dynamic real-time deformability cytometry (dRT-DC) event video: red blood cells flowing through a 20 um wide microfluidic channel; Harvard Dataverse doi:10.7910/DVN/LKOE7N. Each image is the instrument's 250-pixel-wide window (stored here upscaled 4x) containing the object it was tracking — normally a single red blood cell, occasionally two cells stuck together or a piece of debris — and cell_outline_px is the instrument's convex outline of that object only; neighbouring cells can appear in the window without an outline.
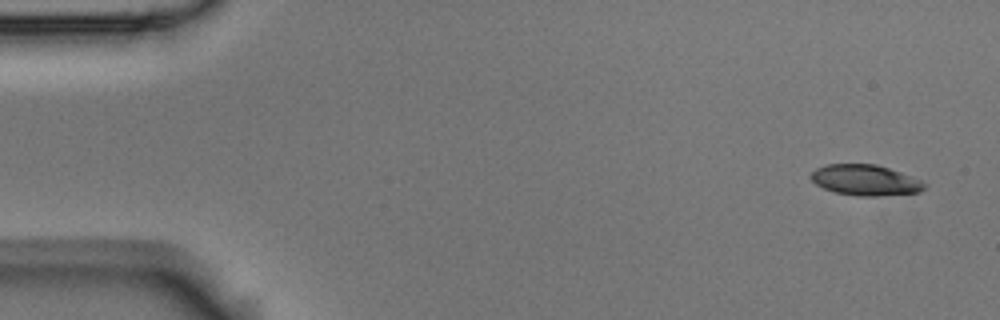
{"species": "Egyptian fruit bat (a non-hibernating species)", "species_latin": "Rousettus aegyptiacus", "temperature_condition": "room temperature", "stored_images_in_passage": 5, "camera_frame_rate_fps": 3000, "um_per_image_px": 0.085, "animal": {"sex": "male"}, "frame": {"image": 1, "passage_image": 1, "time_ms": 0.0, "image_size_px": [1000, 320], "cell_outline_px": [[928, 184], [920, 192], [876, 196], [860, 196], [836, 192], [824, 188], [816, 184], [812, 180], [812, 172], [816, 168], [828, 164], [876, 164], [900, 172], [920, 180]], "centroid_in_image_um": [73.57, 15.31], "position_along_channel_um": 11.4, "area_um2": 20.06}}
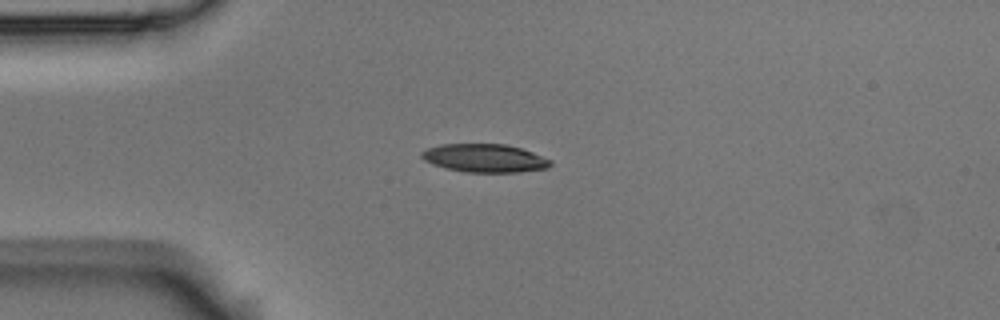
{"frame": {"image": 2, "passage_image": 4, "time_ms": 1.0, "image_size_px": [1000, 320], "cell_outline_px": [[552, 164], [548, 168], [520, 172], [464, 172], [444, 168], [432, 164], [424, 160], [420, 156], [420, 152], [428, 148], [440, 144], [504, 144], [520, 148], [532, 152], [552, 160]], "centroid_in_image_um": [41.18, 13.44], "position_along_channel_um": 43.8, "area_um2": 21.33}}